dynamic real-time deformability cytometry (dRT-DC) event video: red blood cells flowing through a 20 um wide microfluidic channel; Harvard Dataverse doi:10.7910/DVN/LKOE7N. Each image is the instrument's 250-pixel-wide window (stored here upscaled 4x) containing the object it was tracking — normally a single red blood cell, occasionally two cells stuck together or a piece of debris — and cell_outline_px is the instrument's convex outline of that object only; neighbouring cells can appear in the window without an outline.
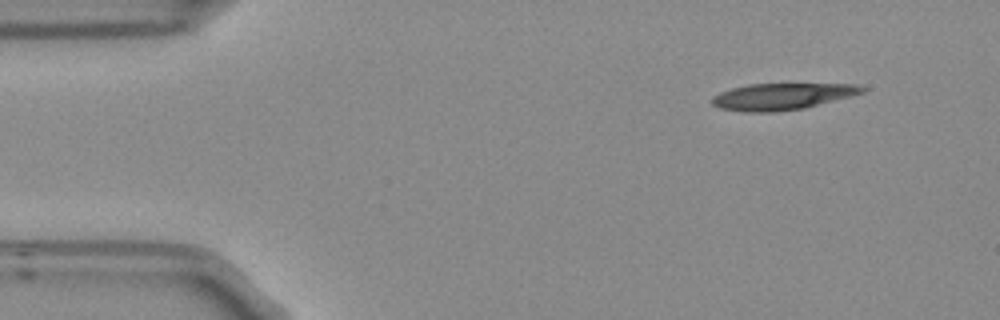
{"species": "Egyptian fruit bat (a non-hibernating species)", "species_latin": "Rousettus aegyptiacus", "temperature_condition": "room temperature", "stored_images_in_passage": 5, "camera_frame_rate_fps": 3000, "um_per_image_px": 0.085, "frame": {"image": 1, "passage_image": 5, "time_ms": 1.333, "image_size_px": [1000, 320], "cell_outline_px": [[868, 88], [864, 92], [804, 108], [772, 112], [744, 112], [720, 108], [712, 104], [712, 96], [720, 92], [732, 88], [748, 84], [856, 84]], "centroid_in_image_um": [66.45, 8.19], "position_along_channel_um": 18.6, "area_um2": 23.06}}